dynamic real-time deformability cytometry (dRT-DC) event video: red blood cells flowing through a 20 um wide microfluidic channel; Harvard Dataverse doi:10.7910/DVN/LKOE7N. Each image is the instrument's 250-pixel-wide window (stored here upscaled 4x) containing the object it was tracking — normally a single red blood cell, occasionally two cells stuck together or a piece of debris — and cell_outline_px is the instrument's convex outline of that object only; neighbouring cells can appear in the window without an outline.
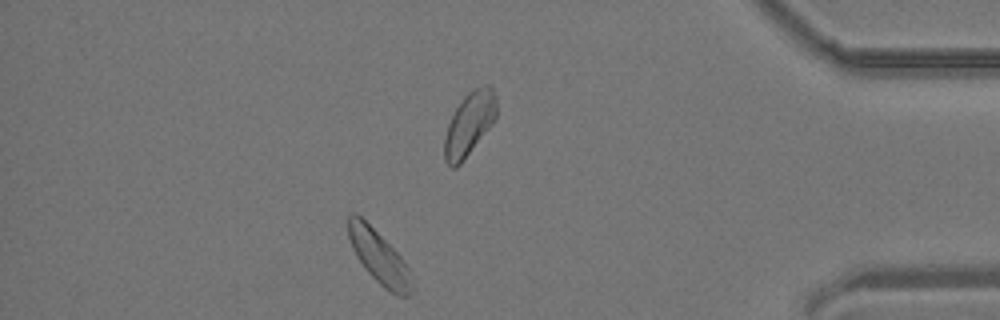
{"species": "common noctule bat (a hibernating species)", "species_latin": "Nyctalus noctula", "temperature_condition": "room temperature", "stored_images_in_passage": 29, "camera_frame_rate_fps": 3000, "um_per_image_px": 0.085, "animal": {"sex": "male", "body_mass_g": 19.2, "forearm_length_mm": 51.8}, "frame": {"image": 1, "passage_image": 25, "time_ms": 8.0, "image_size_px": [1000, 320], "cell_outline_px": [[416, 288], [412, 296], [396, 296], [384, 288], [364, 268], [356, 256], [352, 248], [348, 236], [348, 216], [352, 212], [356, 212], [400, 256], [412, 272]], "centroid_in_image_um": [32.28, 21.94], "position_along_channel_um": 402.9, "area_um2": 19.88}}